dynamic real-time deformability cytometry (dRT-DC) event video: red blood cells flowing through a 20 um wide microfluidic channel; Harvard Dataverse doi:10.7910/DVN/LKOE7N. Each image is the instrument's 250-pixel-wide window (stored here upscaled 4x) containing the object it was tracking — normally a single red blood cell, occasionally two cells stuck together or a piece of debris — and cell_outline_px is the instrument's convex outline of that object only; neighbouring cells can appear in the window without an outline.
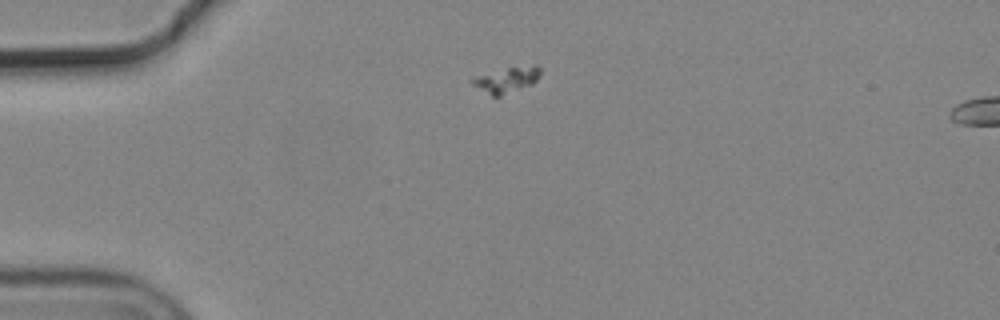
{"species": "common noctule bat (a hibernating species)", "species_latin": "Nyctalus noctula", "temperature_condition": "cold", "stored_images_in_passage": 44, "camera_frame_rate_fps": 3000, "um_per_image_px": 0.085, "animal": {"sex": "male", "body_mass_g": 19.2, "forearm_length_mm": 51.8}, "frame": {"image": 1, "passage_image": 1, "time_ms": 0.0, "image_size_px": [1000, 320], "cell_outline_px": [[540, 76], [532, 84], [496, 100], [472, 84], [472, 80], [476, 76], [508, 68], [532, 64], [536, 64], [540, 68]], "centroid_in_image_um": [43.1, 6.83], "position_along_channel_um": 41.9, "area_um2": 10.4}}
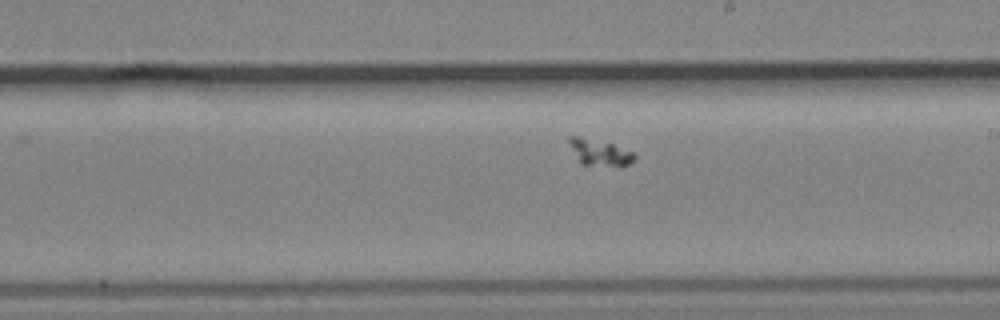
{"frame": {"image": 2, "passage_image": 20, "time_ms": 6.333, "image_size_px": [1000, 320], "cell_outline_px": [[636, 156], [632, 164], [620, 168], [580, 164], [568, 140], [568, 136], [580, 136], [612, 144], [636, 152]], "centroid_in_image_um": [51.06, 13.0], "position_along_channel_um": 237.9, "area_um2": 10.35}}
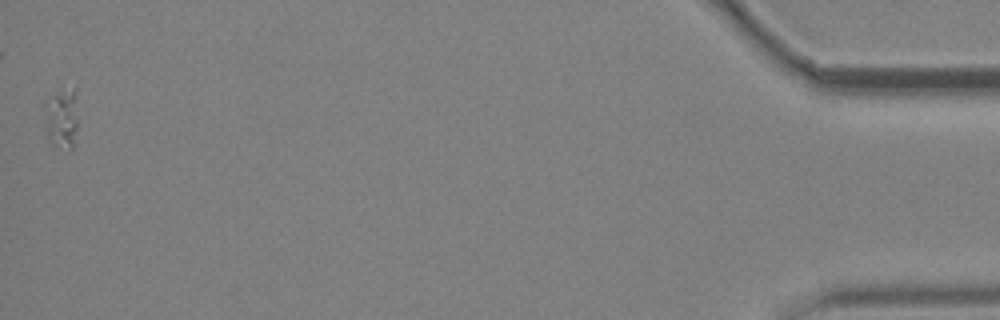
{"frame": {"image": 3, "passage_image": 44, "time_ms": 14.333, "image_size_px": [1000, 320], "cell_outline_px": [[76, 128], [72, 148], [68, 152], [48, 144], [44, 136], [44, 100], [60, 92], [76, 88]], "centroid_in_image_um": [5.16, 10.17], "position_along_channel_um": 430.0, "area_um2": 12.25}}